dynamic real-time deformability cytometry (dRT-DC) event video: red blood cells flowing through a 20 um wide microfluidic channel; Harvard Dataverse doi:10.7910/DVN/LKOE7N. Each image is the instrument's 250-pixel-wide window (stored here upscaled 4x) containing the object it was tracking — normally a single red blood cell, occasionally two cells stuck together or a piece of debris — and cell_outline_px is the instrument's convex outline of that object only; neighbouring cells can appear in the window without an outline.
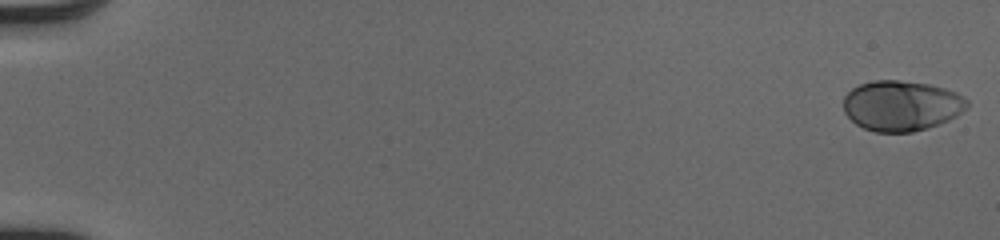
{"species": "human", "species_latin": "Homo sapiens", "temperature_condition": "cold", "stored_images_in_passage": 52, "camera_frame_rate_fps": 3000, "um_per_image_px": 0.085, "donor": {"sex": "male"}, "frame": {"image": 1, "passage_image": 1, "time_ms": 0.0, "image_size_px": [1000, 240], "cell_outline_px": [[968, 108], [956, 116], [940, 124], [928, 128], [912, 132], [876, 132], [864, 128], [856, 124], [844, 112], [844, 96], [852, 88], [860, 84], [872, 80], [896, 80], [928, 84], [944, 88], [956, 92], [964, 96], [968, 100]], "centroid_in_image_um": [76.64, 8.98], "position_along_channel_um": 8.4, "area_um2": 36.41}}
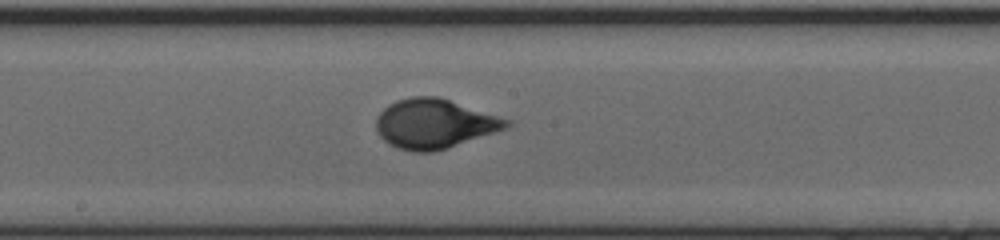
{"frame": {"image": 2, "passage_image": 30, "time_ms": 9.667, "image_size_px": [1000, 240], "cell_outline_px": [[512, 124], [508, 128], [496, 132], [432, 152], [412, 152], [396, 148], [388, 144], [380, 136], [376, 128], [376, 116], [388, 104], [396, 100], [412, 96], [440, 96], [512, 120]], "centroid_in_image_um": [36.92, 10.5], "position_along_channel_um": 211.3, "area_um2": 37.86}}
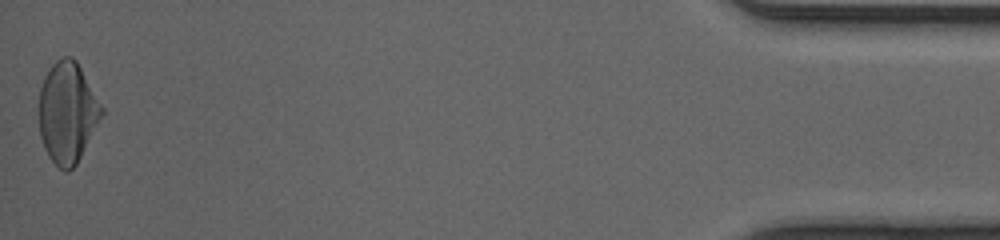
{"frame": {"image": 3, "passage_image": 52, "time_ms": 17.0, "image_size_px": [1000, 240], "cell_outline_px": [[104, 112], [76, 164], [68, 172], [64, 172], [48, 156], [44, 148], [40, 136], [40, 88], [44, 76], [52, 64], [60, 56], [72, 56], [76, 60], [104, 108]], "centroid_in_image_um": [5.73, 9.54], "position_along_channel_um": 429.5, "area_um2": 36.65}, "authors_computed_cell_mechanics": {"area_um2": 36.0094, "velocity_mm_per_s": 4.1077, "shape_relaxation_time_tau1_ms": 3.7417, "shape_relaxation_time_tau2_ms": null, "deformation_change_tau1": 0.1864, "deformation_change_tau2": null}}